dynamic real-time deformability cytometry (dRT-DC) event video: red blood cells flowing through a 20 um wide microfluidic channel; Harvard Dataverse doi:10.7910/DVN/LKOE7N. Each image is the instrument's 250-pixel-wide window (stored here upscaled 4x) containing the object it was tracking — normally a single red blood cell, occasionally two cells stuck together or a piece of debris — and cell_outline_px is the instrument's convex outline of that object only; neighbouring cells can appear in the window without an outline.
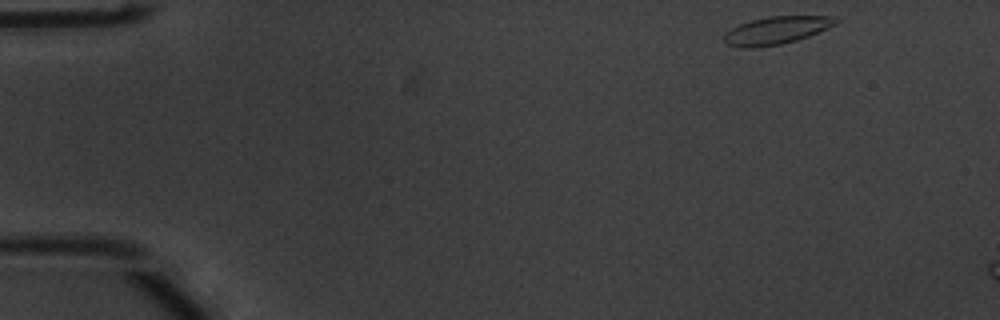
{"species": "common noctule bat (a hibernating species)", "species_latin": "Nyctalus noctula", "temperature_condition": "warm", "stored_images_in_passage": 7, "camera_frame_rate_fps": 3000, "um_per_image_px": 0.085, "animal": {"sex": "male", "body_mass_g": 20.1, "forearm_length_mm": 53.5}, "frame": {"image": 1, "passage_image": 1, "time_ms": 0.0, "image_size_px": [1000, 320], "cell_outline_px": [[840, 20], [836, 24], [808, 36], [796, 40], [780, 44], [756, 48], [740, 48], [728, 44], [724, 40], [724, 32], [740, 24], [752, 20], [768, 16], [836, 16]], "centroid_in_image_um": [65.99, 2.58], "position_along_channel_um": 19.0, "area_um2": 17.98}}